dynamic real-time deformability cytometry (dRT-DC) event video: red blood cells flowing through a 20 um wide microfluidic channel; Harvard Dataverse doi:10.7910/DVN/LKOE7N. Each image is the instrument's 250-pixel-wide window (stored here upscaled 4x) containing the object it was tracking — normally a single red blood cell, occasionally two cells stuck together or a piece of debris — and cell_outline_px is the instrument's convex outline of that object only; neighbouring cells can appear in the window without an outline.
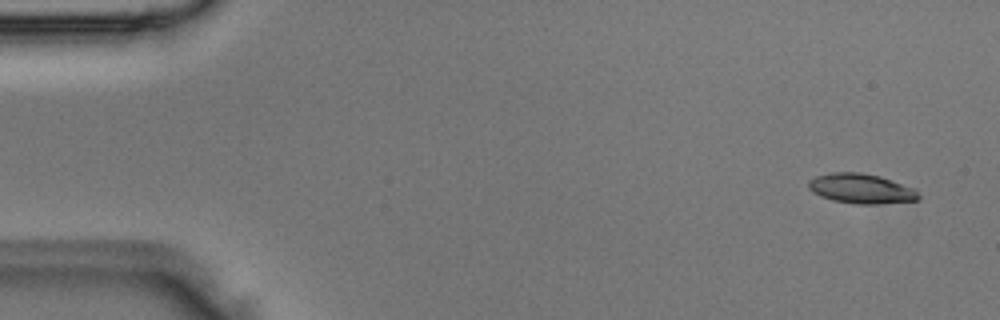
{"species": "Egyptian fruit bat (a non-hibernating species)", "species_latin": "Rousettus aegyptiacus", "temperature_condition": "room temperature", "stored_images_in_passage": 4, "camera_frame_rate_fps": 3000, "um_per_image_px": 0.085, "animal": {"sex": "male"}, "frame": {"image": 1, "passage_image": 1, "time_ms": 0.0, "image_size_px": [1000, 320], "cell_outline_px": [[920, 200], [876, 204], [856, 204], [832, 200], [820, 196], [812, 192], [808, 188], [808, 180], [816, 176], [832, 172], [860, 172], [880, 176], [916, 188], [920, 196]], "centroid_in_image_um": [73.21, 16.03], "position_along_channel_um": 11.8, "area_um2": 19.36}}
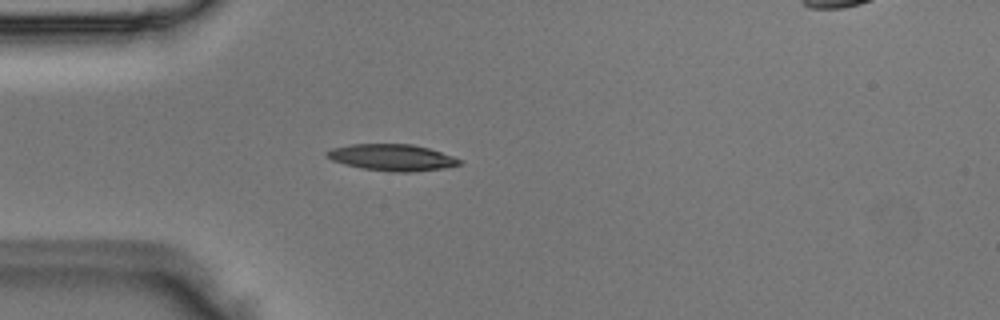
{"frame": {"image": 2, "passage_image": 4, "time_ms": 1.0, "image_size_px": [1000, 320], "cell_outline_px": [[464, 160], [460, 164], [444, 168], [412, 172], [392, 172], [364, 168], [332, 160], [324, 156], [324, 152], [332, 148], [352, 144], [412, 144], [428, 148]], "centroid_in_image_um": [33.33, 13.38], "position_along_channel_um": 51.7, "area_um2": 20.35}}